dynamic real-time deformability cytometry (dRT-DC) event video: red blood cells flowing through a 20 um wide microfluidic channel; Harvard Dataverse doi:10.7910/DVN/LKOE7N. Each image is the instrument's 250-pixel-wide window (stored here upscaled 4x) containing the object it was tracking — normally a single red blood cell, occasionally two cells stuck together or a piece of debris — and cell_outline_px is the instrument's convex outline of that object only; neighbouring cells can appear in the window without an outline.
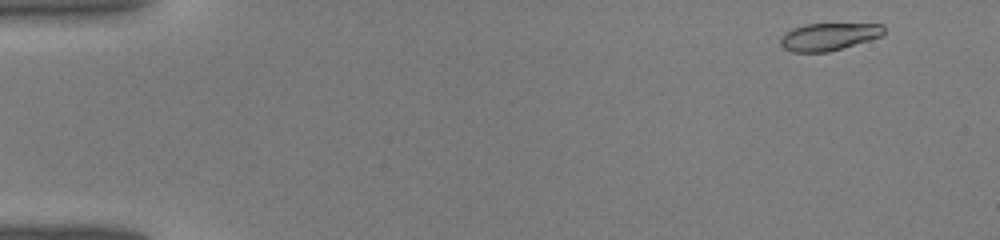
{"species": "common noctule bat (a hibernating species)", "species_latin": "Nyctalus noctula", "temperature_condition": "warm", "stored_images_in_passage": 41, "segment_of_instrument_passage": [1, 2], "camera_frame_rate_fps": 3000, "um_per_image_px": 0.085, "animal": {"sex": "male", "body_mass_g": 19.0, "forearm_length_mm": 50.8}, "frame": {"image": 1, "passage_image": 1, "time_ms": 0.0, "image_size_px": [1000, 240], "cell_outline_px": [[884, 36], [828, 52], [792, 52], [784, 48], [780, 44], [780, 40], [784, 32], [792, 28], [804, 24], [884, 24]], "centroid_in_image_um": [70.44, 3.11], "position_along_channel_um": 14.6, "area_um2": 16.65}}
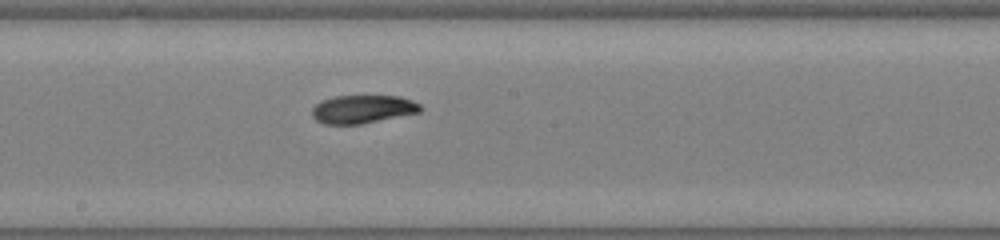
{"frame": {"image": 2, "passage_image": 22, "time_ms": 7.0, "image_size_px": [1000, 240], "cell_outline_px": [[424, 108], [420, 112], [360, 124], [324, 124], [316, 120], [312, 116], [312, 108], [320, 100], [332, 96], [400, 96], [412, 100], [420, 104]], "centroid_in_image_um": [30.82, 9.27], "position_along_channel_um": 217.4, "area_um2": 17.92}}
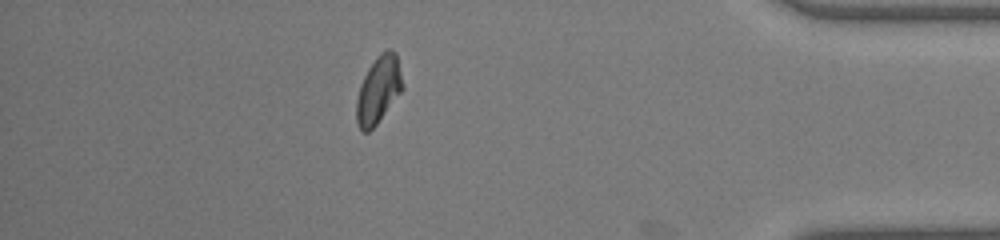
{"frame": {"image": 3, "passage_image": 36, "time_ms": 11.667, "image_size_px": [1000, 240], "cell_outline_px": [[404, 88], [376, 124], [368, 132], [364, 132], [356, 124], [356, 100], [360, 84], [368, 68], [376, 56], [380, 52], [388, 48], [392, 48], [396, 52], [404, 84]], "centroid_in_image_um": [32.18, 7.59], "position_along_channel_um": 403.0, "area_um2": 18.21}}